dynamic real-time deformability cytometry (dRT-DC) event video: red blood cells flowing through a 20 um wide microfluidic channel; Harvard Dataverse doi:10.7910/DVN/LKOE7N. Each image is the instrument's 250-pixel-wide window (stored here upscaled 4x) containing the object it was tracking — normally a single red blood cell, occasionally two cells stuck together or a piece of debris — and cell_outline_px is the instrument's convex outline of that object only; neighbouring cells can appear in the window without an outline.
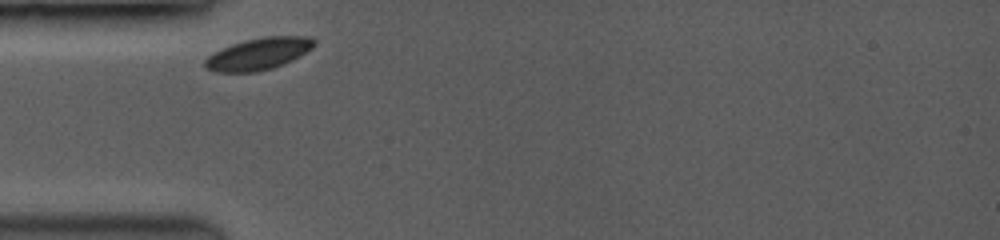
{"species": "common noctule bat (a hibernating species)", "species_latin": "Nyctalus noctula", "temperature_condition": "room temperature", "stored_images_in_passage": 6, "camera_frame_rate_fps": 3500, "um_per_image_px": 0.085, "animal": {"sex": "female", "body_mass_g": 19.0, "forearm_length_mm": 53.3}, "frame": {"image": 1, "passage_image": 1, "time_ms": 0.0, "image_size_px": [1000, 240], "cell_outline_px": [[316, 44], [312, 48], [272, 68], [256, 72], [216, 72], [204, 68], [204, 60], [212, 52], [232, 44], [244, 40], [264, 36], [312, 36], [316, 40]], "centroid_in_image_um": [21.92, 4.56], "position_along_channel_um": 63.1, "area_um2": 20.17}}
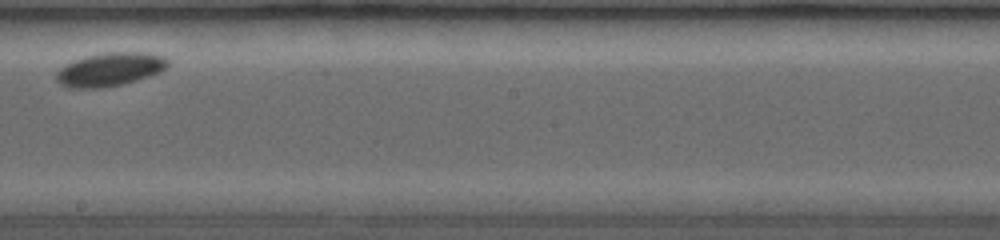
{"frame": {"image": 2, "passage_image": 5, "time_ms": 4.857, "image_size_px": [1000, 240], "cell_outline_px": [[168, 68], [160, 72], [136, 80], [104, 88], [72, 88], [60, 84], [56, 80], [56, 72], [60, 68], [84, 56], [104, 52], [152, 52], [164, 56], [168, 60]], "centroid_in_image_um": [9.38, 5.88], "position_along_channel_um": 238.8, "area_um2": 21.85}}
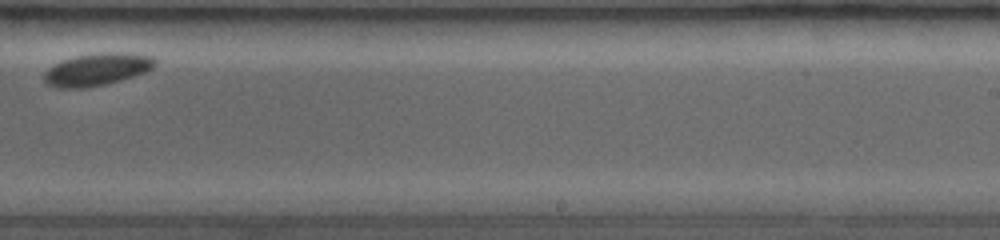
{"frame": {"image": 3, "passage_image": 6, "time_ms": 6.0, "image_size_px": [1000, 240], "cell_outline_px": [[156, 64], [152, 68], [144, 72], [120, 80], [104, 84], [80, 88], [60, 88], [48, 84], [44, 80], [44, 72], [48, 68], [64, 60], [76, 56], [100, 52], [132, 52], [152, 56], [156, 60]], "centroid_in_image_um": [8.28, 5.88], "position_along_channel_um": 280.7, "area_um2": 20.75}}